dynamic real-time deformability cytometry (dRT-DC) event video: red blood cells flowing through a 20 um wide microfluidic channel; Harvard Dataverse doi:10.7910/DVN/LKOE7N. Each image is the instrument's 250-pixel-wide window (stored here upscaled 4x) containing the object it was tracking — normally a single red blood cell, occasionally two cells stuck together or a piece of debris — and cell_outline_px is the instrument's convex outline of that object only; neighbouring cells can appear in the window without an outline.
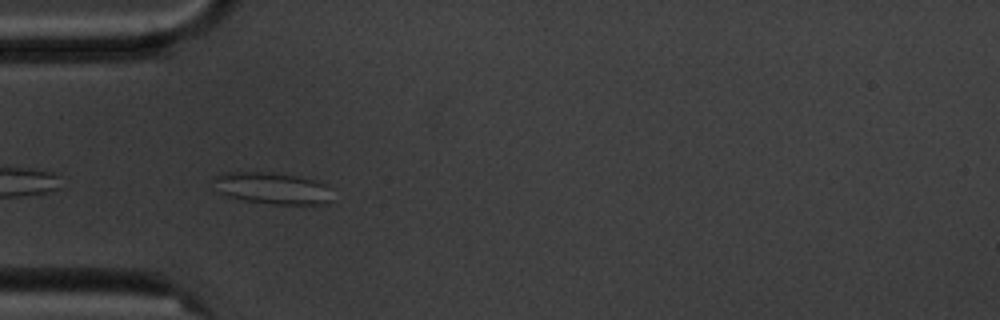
{"species": "common noctule bat (a hibernating species)", "species_latin": "Nyctalus noctula", "temperature_condition": "cold", "stored_images_in_passage": 5, "camera_frame_rate_fps": 3000, "um_per_image_px": 0.085, "animal": {"sex": "male", "body_mass_g": 20.1, "forearm_length_mm": 53.5}, "frame": {"image": 1, "passage_image": 4, "time_ms": 3.667, "image_size_px": [1000, 320], "cell_outline_px": [[332, 200], [328, 204], [272, 204], [244, 200], [228, 196], [220, 192], [212, 180], [220, 172], [272, 172], [296, 176], [316, 180], [324, 184]], "centroid_in_image_um": [23.12, 15.99], "position_along_channel_um": 61.9, "area_um2": 21.79}}
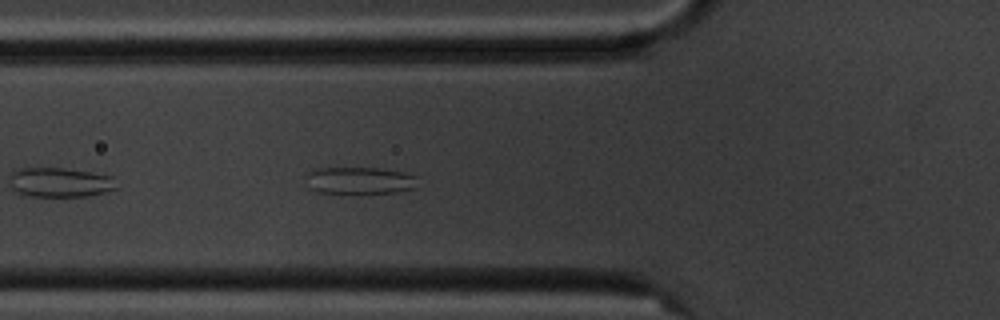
{"frame": {"image": 2, "passage_image": 5, "time_ms": 4.667, "image_size_px": [1000, 320], "cell_outline_px": [[416, 188], [396, 192], [320, 192], [308, 188], [308, 172], [320, 168], [376, 168], [400, 172], [416, 176]], "centroid_in_image_um": [30.57, 15.33], "position_along_channel_um": 95.2, "area_um2": 17.05}}